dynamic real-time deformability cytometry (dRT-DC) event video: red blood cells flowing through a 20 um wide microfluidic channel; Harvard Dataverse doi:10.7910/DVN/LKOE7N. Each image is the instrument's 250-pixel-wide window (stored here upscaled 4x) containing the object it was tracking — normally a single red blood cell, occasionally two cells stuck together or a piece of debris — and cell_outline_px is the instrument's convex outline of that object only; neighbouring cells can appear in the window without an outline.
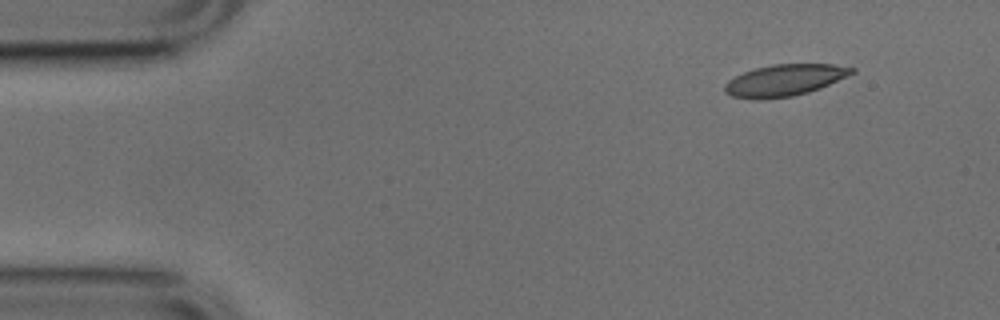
{"species": "common noctule bat (a hibernating species)", "species_latin": "Nyctalus noctula", "temperature_condition": "cold", "stored_images_in_passage": 48, "camera_frame_rate_fps": 3000, "um_per_image_px": 0.085, "animal": {"sex": "male", "body_mass_g": 17.9, "forearm_length_mm": 54.2}, "frame": {"image": 1, "passage_image": 1, "time_ms": 0.0, "image_size_px": [1000, 320], "cell_outline_px": [[856, 72], [820, 88], [808, 92], [792, 96], [756, 100], [732, 96], [724, 92], [724, 84], [728, 80], [744, 72], [756, 68], [772, 64], [832, 64], [856, 68]], "centroid_in_image_um": [66.68, 6.82], "position_along_channel_um": 18.3, "area_um2": 23.35}}
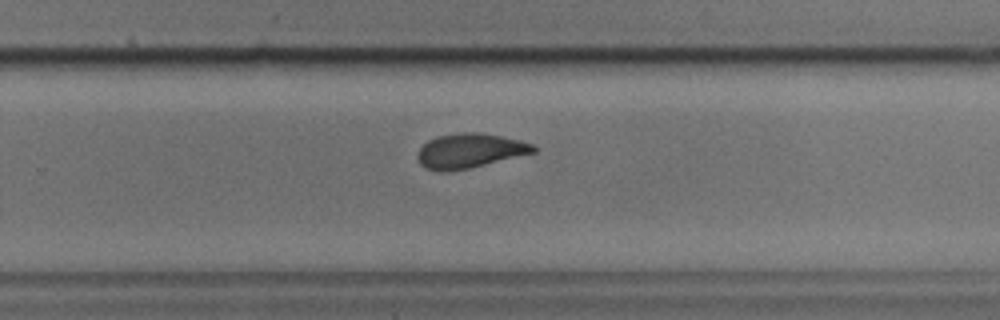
{"frame": {"image": 2, "passage_image": 29, "time_ms": 9.333, "image_size_px": [1000, 320], "cell_outline_px": [[536, 152], [468, 168], [448, 172], [436, 172], [424, 168], [420, 164], [416, 156], [416, 152], [428, 140], [440, 136], [460, 132], [480, 132], [504, 136], [520, 140], [532, 144], [536, 148]], "centroid_in_image_um": [39.89, 12.82], "position_along_channel_um": 289.9, "area_um2": 23.47}}
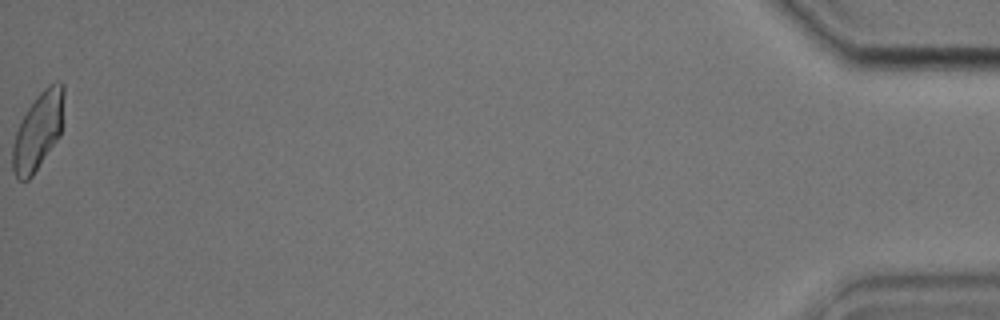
{"frame": {"image": 3, "passage_image": 48, "time_ms": 15.667, "image_size_px": [1000, 320], "cell_outline_px": [[64, 96], [60, 136], [32, 176], [28, 180], [16, 180], [12, 172], [12, 144], [16, 132], [28, 108], [36, 96], [48, 84], [56, 80], [60, 80], [64, 84]], "centroid_in_image_um": [3.24, 11.13], "position_along_channel_um": 432.0, "area_um2": 23.24}, "authors_computed_cell_mechanics": {"area_um2": 23.6113, "velocity_mm_per_s": 3.8192, "shape_relaxation_time_tau1_ms": 3.3746, "shape_relaxation_time_tau2_ms": 1.8305, "deformation_change_tau1": 0.1371, "deformation_change_tau2": 0.0735}}